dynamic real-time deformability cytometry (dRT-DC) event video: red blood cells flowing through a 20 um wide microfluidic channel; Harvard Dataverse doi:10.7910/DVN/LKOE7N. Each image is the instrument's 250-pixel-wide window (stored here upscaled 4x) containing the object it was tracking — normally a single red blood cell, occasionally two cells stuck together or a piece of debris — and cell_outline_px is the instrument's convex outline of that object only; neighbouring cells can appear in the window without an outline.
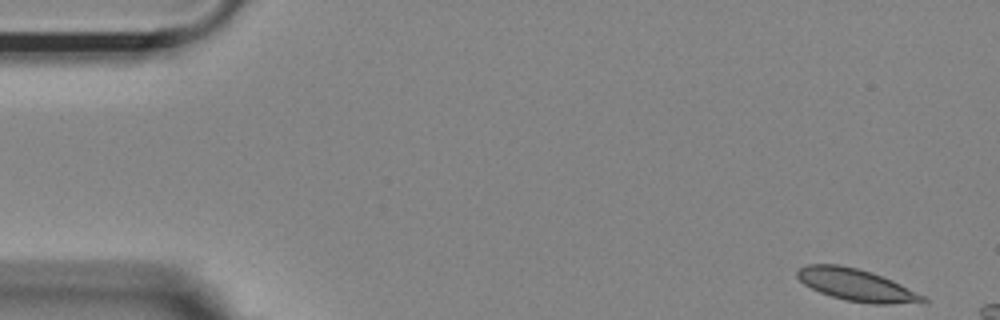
{"species": "Egyptian fruit bat (a non-hibernating species)", "species_latin": "Rousettus aegyptiacus", "temperature_condition": "room temperature", "stored_images_in_passage": 9, "camera_frame_rate_fps": 3000, "um_per_image_px": 0.085, "animal": {"sex": "female"}, "frame": {"image": 1, "passage_image": 1, "time_ms": 0.0, "image_size_px": [1000, 320], "cell_outline_px": [[928, 304], [872, 304], [844, 300], [820, 292], [804, 284], [796, 276], [796, 272], [800, 268], [808, 264], [840, 264], [872, 272], [892, 280], [924, 296], [928, 300]], "centroid_in_image_um": [72.85, 24.24], "position_along_channel_um": 12.2, "area_um2": 23.64}}